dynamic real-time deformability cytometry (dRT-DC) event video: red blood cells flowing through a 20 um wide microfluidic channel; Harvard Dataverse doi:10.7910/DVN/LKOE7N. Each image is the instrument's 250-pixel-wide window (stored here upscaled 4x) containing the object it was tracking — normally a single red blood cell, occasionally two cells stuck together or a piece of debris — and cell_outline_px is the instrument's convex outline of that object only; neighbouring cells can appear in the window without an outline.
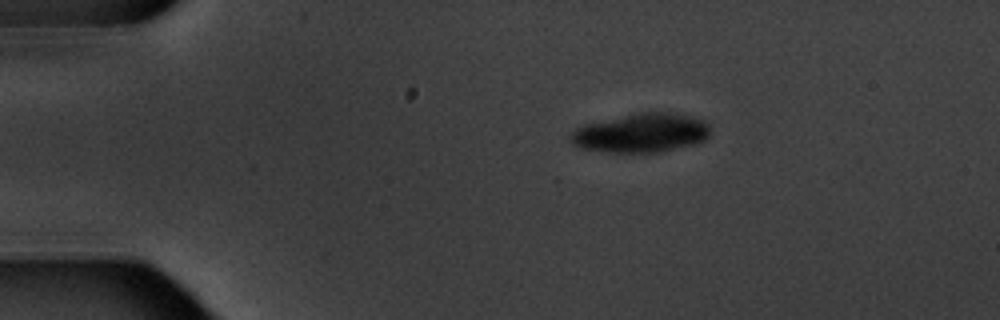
{"species": "common noctule bat (a hibernating species)", "species_latin": "Nyctalus noctula", "temperature_condition": "warm", "stored_images_in_passage": 4, "camera_frame_rate_fps": 3000, "um_per_image_px": 0.085, "animal": {"sex": "male", "body_mass_g": 20.1, "forearm_length_mm": 53.5}, "frame": {"image": 1, "passage_image": 2, "time_ms": 1.333, "image_size_px": [1000, 320], "cell_outline_px": [[708, 136], [704, 140], [692, 144], [656, 152], [608, 152], [580, 148], [572, 144], [568, 136], [576, 128], [584, 124], [640, 112], [668, 112], [692, 116], [704, 120], [708, 124]], "centroid_in_image_um": [54.46, 11.29], "position_along_channel_um": 30.5, "area_um2": 31.5}}